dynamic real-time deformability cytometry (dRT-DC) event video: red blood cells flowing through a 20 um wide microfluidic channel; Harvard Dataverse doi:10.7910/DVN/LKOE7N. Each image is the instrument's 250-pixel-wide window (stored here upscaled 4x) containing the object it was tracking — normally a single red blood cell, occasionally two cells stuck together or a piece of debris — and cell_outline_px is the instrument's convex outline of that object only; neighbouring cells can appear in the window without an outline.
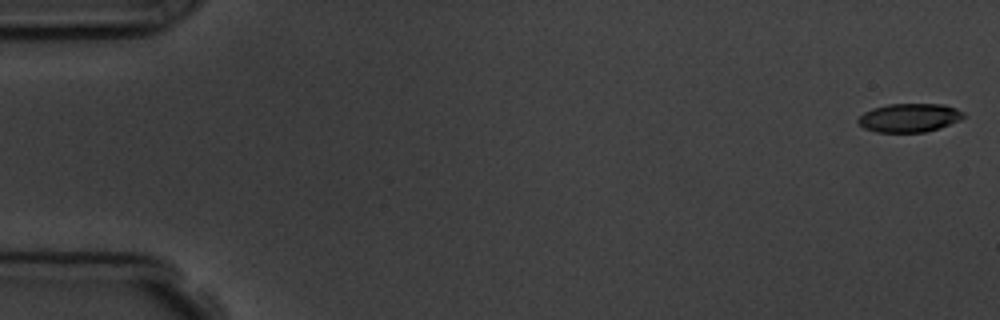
{"species": "common noctule bat (a hibernating species)", "species_latin": "Nyctalus noctula", "temperature_condition": "room temperature", "stored_images_in_passage": 5, "camera_frame_rate_fps": 3000, "um_per_image_px": 0.085, "animal": {"sex": "male", "body_mass_g": 19.5, "forearm_length_mm": 54.6}, "frame": {"image": 1, "passage_image": 1, "time_ms": 0.0, "image_size_px": [1000, 320], "cell_outline_px": [[964, 116], [960, 120], [940, 128], [924, 132], [876, 132], [864, 128], [856, 120], [864, 112], [872, 108], [888, 104], [944, 104], [956, 108], [964, 112]], "centroid_in_image_um": [77.29, 10.0], "position_along_channel_um": 7.7, "area_um2": 17.63}}